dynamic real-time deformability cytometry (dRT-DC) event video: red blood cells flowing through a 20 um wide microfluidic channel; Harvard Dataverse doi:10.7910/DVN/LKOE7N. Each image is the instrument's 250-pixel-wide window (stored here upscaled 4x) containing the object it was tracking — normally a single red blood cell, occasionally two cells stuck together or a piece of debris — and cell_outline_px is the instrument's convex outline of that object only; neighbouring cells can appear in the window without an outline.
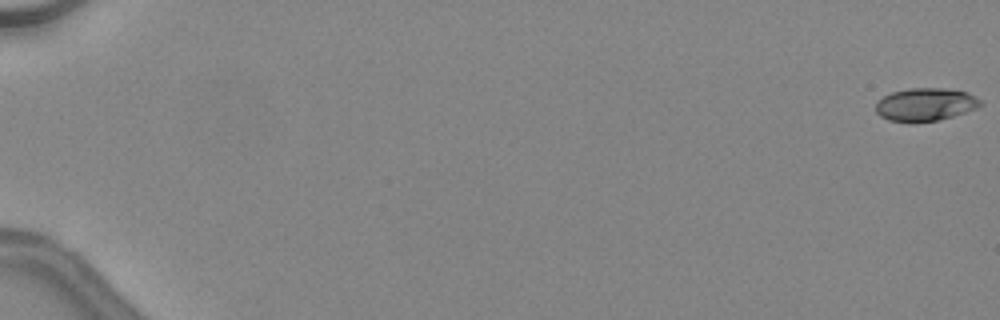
{"species": "common noctule bat (a hibernating species)", "species_latin": "Nyctalus noctula", "temperature_condition": "warm", "stored_images_in_passage": 48, "camera_frame_rate_fps": 3000, "um_per_image_px": 0.085, "animal": {"sex": "female", "body_mass_g": 24.6, "forearm_length_mm": 56.2}, "frame": {"image": 1, "passage_image": 1, "time_ms": 0.0, "image_size_px": [1000, 320], "cell_outline_px": [[984, 104], [976, 108], [940, 120], [912, 124], [908, 124], [888, 120], [880, 116], [876, 112], [876, 100], [892, 92], [912, 88], [944, 88], [968, 92], [980, 100]], "centroid_in_image_um": [78.62, 8.91], "position_along_channel_um": 6.4, "area_um2": 20.46}}
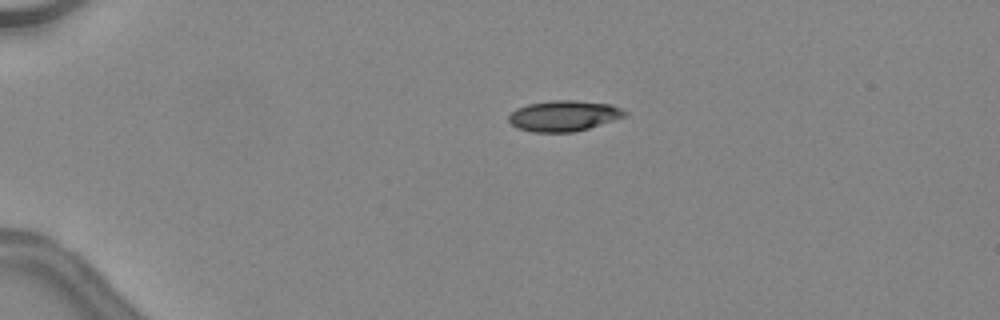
{"frame": {"image": 2, "passage_image": 13, "time_ms": 4.0, "image_size_px": [1000, 320], "cell_outline_px": [[628, 112], [624, 116], [576, 132], [532, 132], [520, 128], [512, 124], [508, 120], [508, 116], [516, 108], [528, 104], [552, 100], [576, 100], [612, 104]], "centroid_in_image_um": [47.91, 9.83], "position_along_channel_um": 37.1, "area_um2": 20.63}}
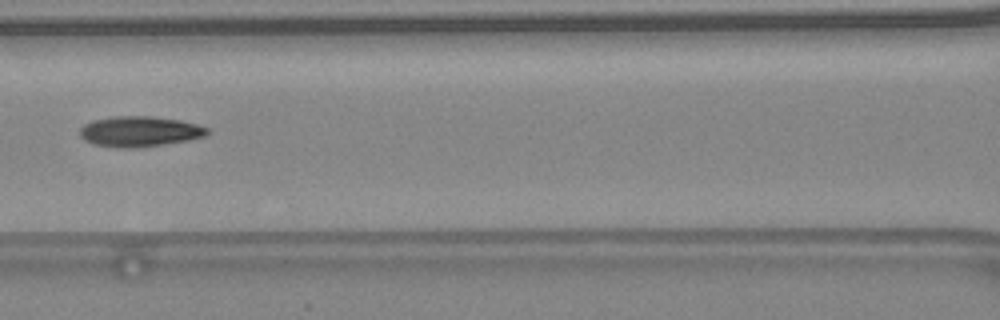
{"frame": {"image": 3, "passage_image": 25, "time_ms": 8.0, "image_size_px": [1000, 320], "cell_outline_px": [[208, 132], [204, 136], [188, 140], [164, 144], [128, 148], [120, 148], [96, 144], [84, 140], [80, 136], [80, 128], [84, 124], [92, 120], [112, 116], [152, 116], [180, 120], [196, 124], [208, 128]], "centroid_in_image_um": [11.84, 11.16], "position_along_channel_um": 154.8, "area_um2": 22.43}, "authors_computed_cell_mechanics": {"area_um2": 21.5594, "velocity_mm_per_s": 4.544, "shape_relaxation_time_tau1_ms": 5.3938, "shape_relaxation_time_tau2_ms": 3.5772, "deformation_change_tau1": 0.1801, "deformation_change_tau2": 0.1117}}